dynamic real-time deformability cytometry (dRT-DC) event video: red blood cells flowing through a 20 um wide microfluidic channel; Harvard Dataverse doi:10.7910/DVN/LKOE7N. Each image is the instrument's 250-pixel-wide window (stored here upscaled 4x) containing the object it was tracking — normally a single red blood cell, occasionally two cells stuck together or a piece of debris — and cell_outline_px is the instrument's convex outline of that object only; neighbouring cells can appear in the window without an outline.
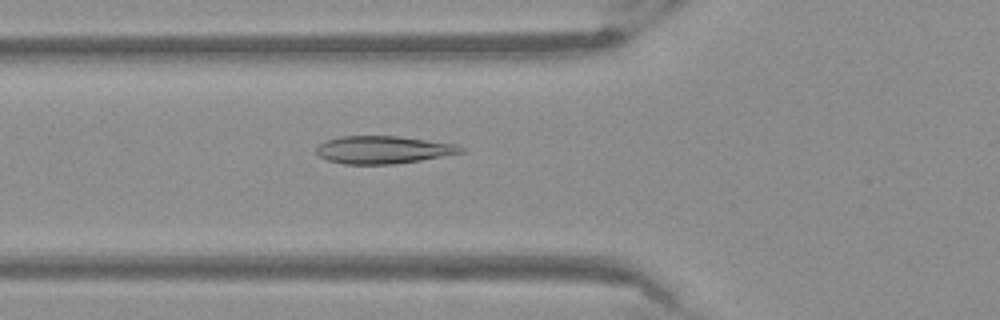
{"species": "Egyptian fruit bat (a non-hibernating species)", "species_latin": "Rousettus aegyptiacus", "temperature_condition": "warm", "stored_images_in_passage": 52, "camera_frame_rate_fps": 3000, "um_per_image_px": 0.085, "frame": {"image": 1, "passage_image": 19, "time_ms": 6.0, "image_size_px": [1000, 320], "cell_outline_px": [[464, 152], [420, 160], [392, 164], [344, 164], [328, 160], [320, 156], [316, 152], [316, 148], [324, 140], [340, 136], [396, 136], [456, 144], [464, 148]], "centroid_in_image_um": [32.54, 12.73], "position_along_channel_um": 93.3, "area_um2": 23.12}}
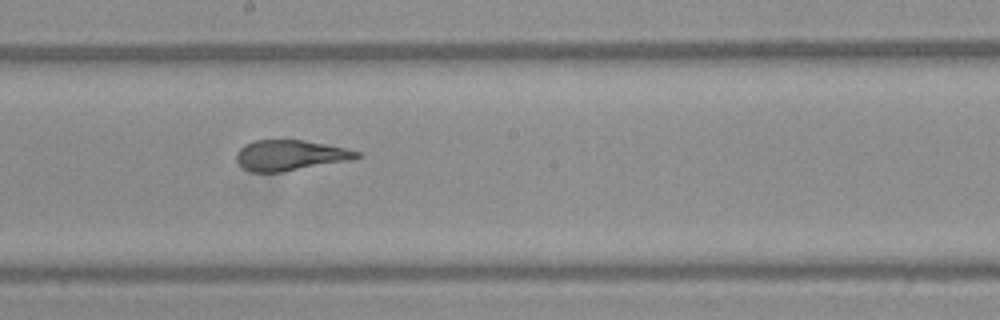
{"frame": {"image": 2, "passage_image": 29, "time_ms": 9.333, "image_size_px": [1000, 320], "cell_outline_px": [[364, 156], [352, 160], [280, 172], [252, 172], [244, 168], [236, 160], [236, 156], [240, 148], [244, 144], [256, 140], [304, 140], [344, 148], [360, 152]], "centroid_in_image_um": [24.68, 13.2], "position_along_channel_um": 223.5, "area_um2": 21.27}}
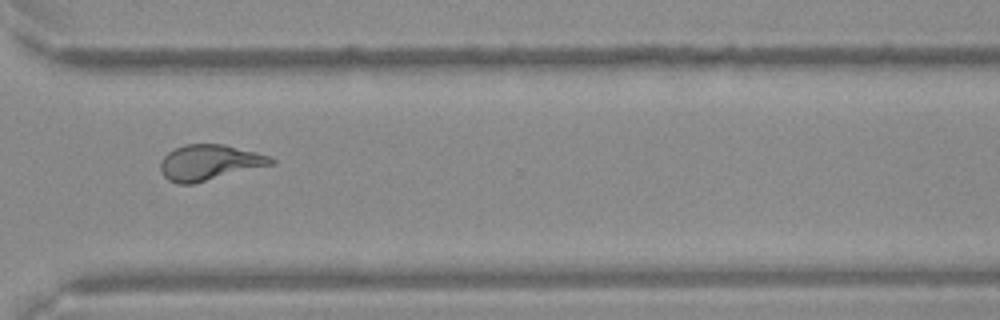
{"frame": {"image": 3, "passage_image": 39, "time_ms": 12.667, "image_size_px": [1000, 320], "cell_outline_px": [[276, 164], [192, 184], [176, 184], [168, 180], [160, 172], [160, 160], [168, 152], [184, 144], [224, 144], [256, 152], [268, 156], [276, 160]], "centroid_in_image_um": [17.79, 13.82], "position_along_channel_um": 352.8, "area_um2": 23.12}}